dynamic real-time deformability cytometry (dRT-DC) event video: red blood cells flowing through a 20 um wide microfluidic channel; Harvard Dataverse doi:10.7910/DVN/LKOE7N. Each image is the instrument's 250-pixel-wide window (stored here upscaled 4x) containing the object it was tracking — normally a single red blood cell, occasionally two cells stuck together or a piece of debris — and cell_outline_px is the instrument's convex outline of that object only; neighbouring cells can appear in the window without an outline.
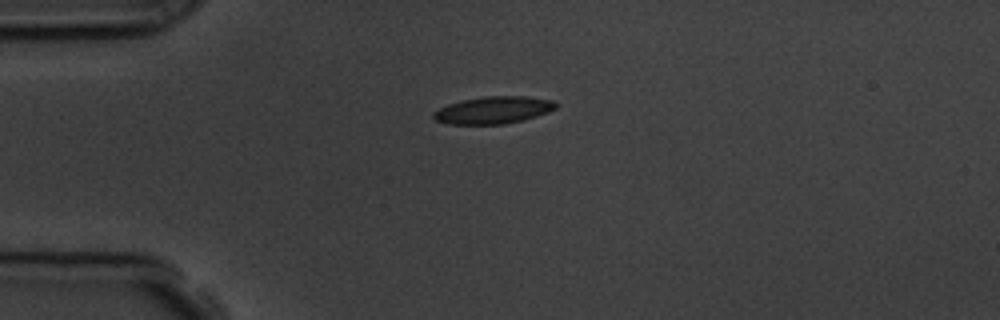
{"species": "common noctule bat (a hibernating species)", "species_latin": "Nyctalus noctula", "temperature_condition": "room temperature", "stored_images_in_passage": 43, "camera_frame_rate_fps": 3000, "um_per_image_px": 0.085, "animal": {"sex": "male", "body_mass_g": 19.5, "forearm_length_mm": 54.6}, "frame": {"image": 1, "passage_image": 1, "time_ms": 0.0, "image_size_px": [1000, 320], "cell_outline_px": [[556, 108], [548, 112], [524, 120], [504, 124], [448, 124], [436, 120], [432, 116], [432, 112], [448, 104], [464, 100], [484, 96], [528, 96], [552, 100], [556, 104]], "centroid_in_image_um": [41.93, 9.36], "position_along_channel_um": 43.1, "area_um2": 19.36}}
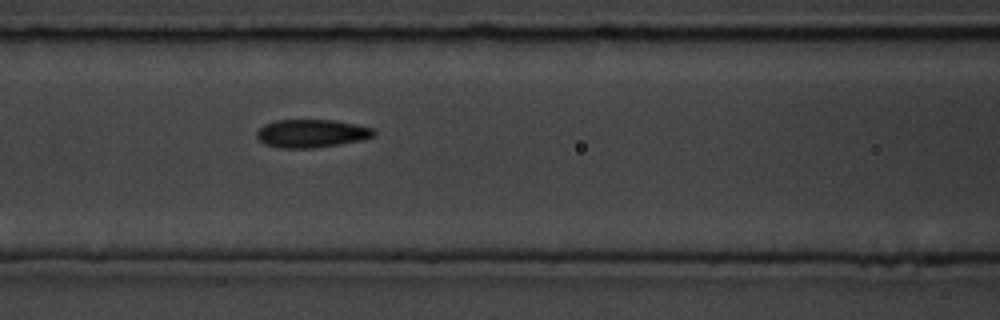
{"frame": {"image": 2, "passage_image": 11, "time_ms": 3.333, "image_size_px": [1000, 320], "cell_outline_px": [[376, 136], [360, 140], [340, 144], [316, 148], [280, 148], [264, 144], [256, 136], [256, 132], [264, 124], [276, 120], [332, 120], [356, 124], [372, 128], [376, 132]], "centroid_in_image_um": [26.48, 11.34], "position_along_channel_um": 140.1, "area_um2": 19.25}}
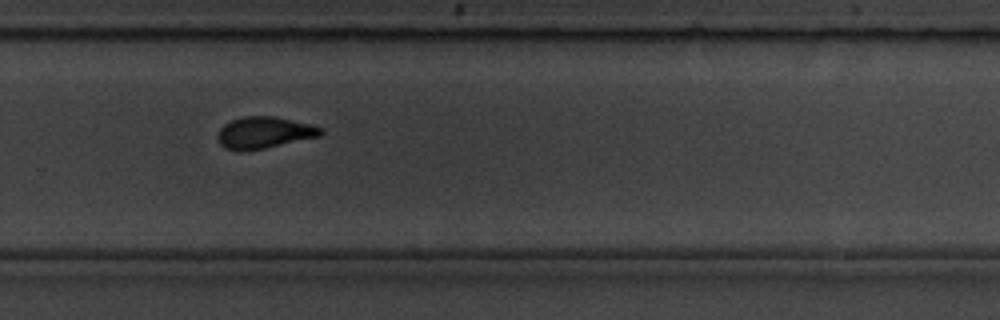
{"frame": {"image": 3, "passage_image": 25, "time_ms": 8.0, "image_size_px": [1000, 320], "cell_outline_px": [[324, 132], [320, 136], [264, 148], [240, 152], [236, 152], [224, 148], [220, 144], [216, 136], [220, 128], [224, 124], [232, 120], [244, 116], [276, 116], [324, 128]], "centroid_in_image_um": [22.41, 11.28], "position_along_channel_um": 307.4, "area_um2": 19.13}, "authors_computed_cell_mechanics": {"area_um2": 19.2474, "velocity_mm_per_s": 3.6007, "shape_relaxation_time_tau1_ms": 7.1634, "shape_relaxation_time_tau2_ms": 2.065, "deformation_change_tau1": 0.1606, "deformation_change_tau2": 0.0697}}